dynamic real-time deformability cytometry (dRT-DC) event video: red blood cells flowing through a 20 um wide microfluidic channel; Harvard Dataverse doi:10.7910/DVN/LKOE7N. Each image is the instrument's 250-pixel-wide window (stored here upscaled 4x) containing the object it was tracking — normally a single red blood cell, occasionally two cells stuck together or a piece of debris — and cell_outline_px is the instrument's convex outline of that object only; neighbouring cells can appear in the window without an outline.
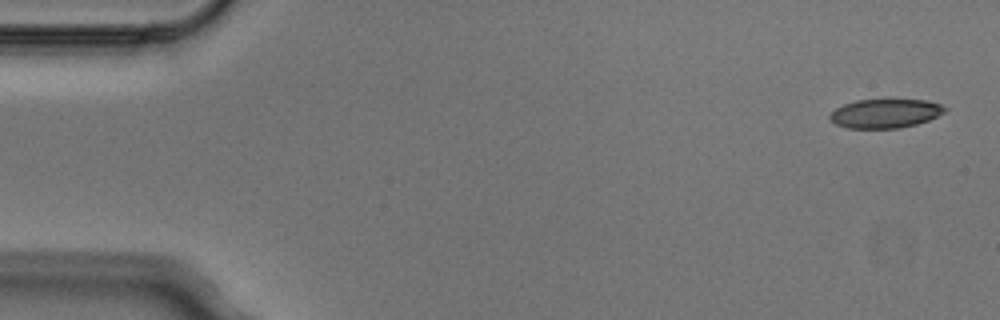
{"species": "Egyptian fruit bat (a non-hibernating species)", "species_latin": "Rousettus aegyptiacus", "temperature_condition": "cold", "stored_images_in_passage": 4, "camera_frame_rate_fps": 3000, "um_per_image_px": 0.085, "animal": {"sex": "male"}, "frame": {"image": 1, "passage_image": 1, "time_ms": 0.0, "image_size_px": [1000, 320], "cell_outline_px": [[948, 108], [944, 112], [928, 120], [916, 124], [900, 128], [848, 128], [836, 124], [828, 116], [836, 108], [844, 104], [856, 100], [928, 100], [940, 104]], "centroid_in_image_um": [75.25, 9.64], "position_along_channel_um": 9.7, "area_um2": 19.25}}
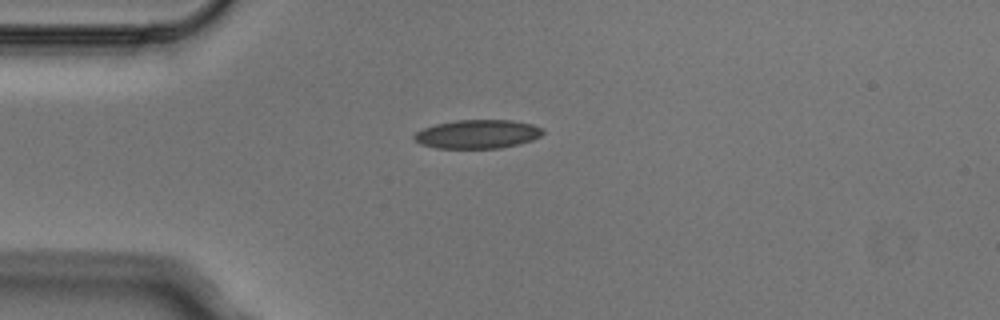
{"frame": {"image": 2, "passage_image": 4, "time_ms": 1.0, "image_size_px": [1000, 320], "cell_outline_px": [[544, 132], [540, 136], [532, 140], [500, 148], [436, 148], [420, 144], [412, 136], [416, 132], [424, 128], [436, 124], [456, 120], [512, 120], [532, 124], [544, 128]], "centroid_in_image_um": [40.6, 11.39], "position_along_channel_um": 44.4, "area_um2": 21.5}}